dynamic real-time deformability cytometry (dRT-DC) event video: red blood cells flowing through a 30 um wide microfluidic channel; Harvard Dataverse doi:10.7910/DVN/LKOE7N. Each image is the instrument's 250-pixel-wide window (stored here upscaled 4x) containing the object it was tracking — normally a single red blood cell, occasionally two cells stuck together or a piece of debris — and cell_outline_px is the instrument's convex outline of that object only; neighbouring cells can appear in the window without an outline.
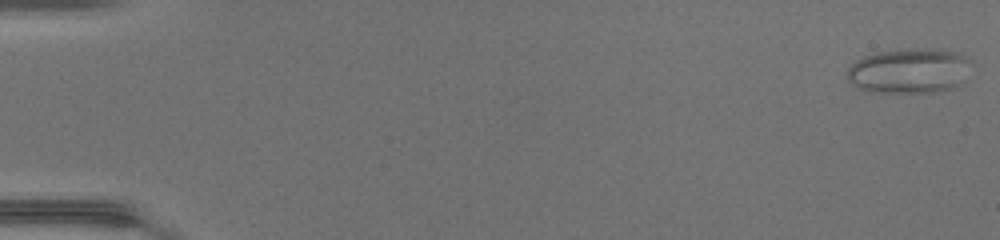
{"species": "common noctule bat (a hibernating species)", "species_latin": "Nyctalus noctula", "temperature_condition": "warm", "stored_images_in_passage": 49, "camera_frame_rate_fps": 3000, "um_per_image_px": 0.085, "animal": {"sex": "female", "body_mass_g": 17.0, "forearm_length_mm": 48.0}, "frame": {"image": 1, "passage_image": 1, "time_ms": 0.0, "image_size_px": [1000, 240], "cell_outline_px": [[972, 60], [960, 84], [936, 92], [872, 92], [856, 88], [848, 80], [848, 68], [856, 60], [864, 56], [880, 52], [952, 52], [964, 56]], "centroid_in_image_um": [77.21, 6.09], "position_along_channel_um": 7.8, "area_um2": 30.92}}
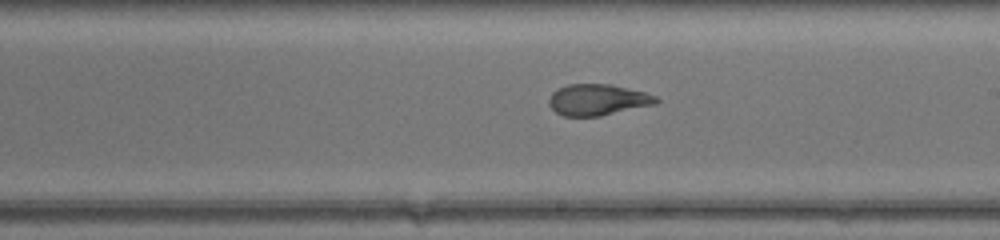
{"frame": {"image": 2, "passage_image": 29, "time_ms": 9.333, "image_size_px": [1000, 240], "cell_outline_px": [[660, 100], [656, 104], [600, 116], [564, 116], [556, 112], [548, 104], [548, 100], [552, 92], [568, 84], [612, 84], [644, 92], [656, 96]], "centroid_in_image_um": [50.81, 8.48], "position_along_channel_um": 238.2, "area_um2": 19.48}}
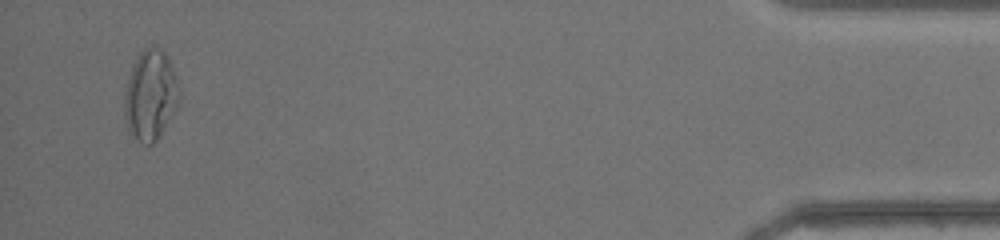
{"frame": {"image": 3, "passage_image": 47, "time_ms": 15.333, "image_size_px": [1000, 240], "cell_outline_px": [[180, 100], [160, 136], [152, 144], [144, 144], [136, 140], [132, 136], [128, 128], [124, 116], [124, 96], [128, 76], [140, 52], [144, 48], [160, 48], [168, 56], [180, 88]], "centroid_in_image_um": [12.79, 8.11], "position_along_channel_um": 422.4, "area_um2": 28.73}, "authors_computed_cell_mechanics": {"area_um2": 23.5246, "velocity_mm_per_s": 4.3401, "shape_relaxation_time_tau1_ms": null, "shape_relaxation_time_tau2_ms": 1.5252, "deformation_change_tau1": null, "deformation_change_tau2": 0.0964}}